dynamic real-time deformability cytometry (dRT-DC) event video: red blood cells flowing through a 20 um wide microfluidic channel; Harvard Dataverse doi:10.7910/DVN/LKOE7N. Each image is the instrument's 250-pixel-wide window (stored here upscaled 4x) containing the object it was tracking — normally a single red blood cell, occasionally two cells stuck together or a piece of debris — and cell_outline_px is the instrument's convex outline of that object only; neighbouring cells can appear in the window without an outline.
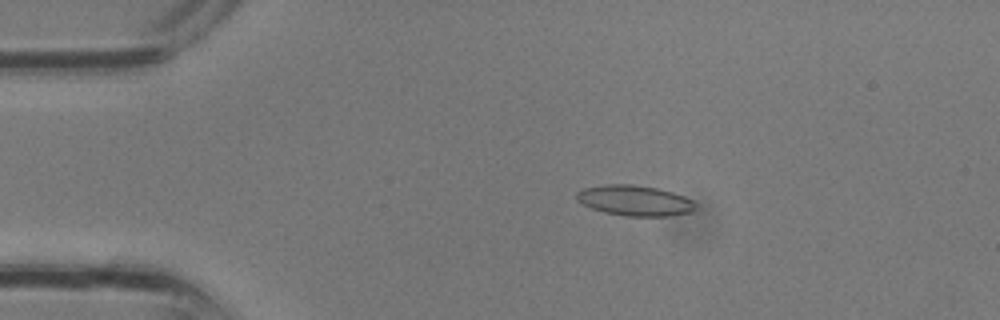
{"species": "common noctule bat (a hibernating species)", "species_latin": "Nyctalus noctula", "temperature_condition": "room temperature", "stored_images_in_passage": 28, "camera_frame_rate_fps": 3000, "um_per_image_px": 0.085, "animal": {"sex": "male", "body_mass_g": 13.3}, "frame": {"image": 1, "passage_image": 2, "time_ms": 0.333, "image_size_px": [1000, 320], "cell_outline_px": [[696, 208], [692, 212], [668, 216], [624, 216], [604, 212], [592, 208], [576, 200], [576, 192], [584, 188], [608, 184], [632, 184], [656, 188], [672, 192], [684, 196], [692, 200], [696, 204]], "centroid_in_image_um": [53.96, 17.05], "position_along_channel_um": 31.0, "area_um2": 21.1}}
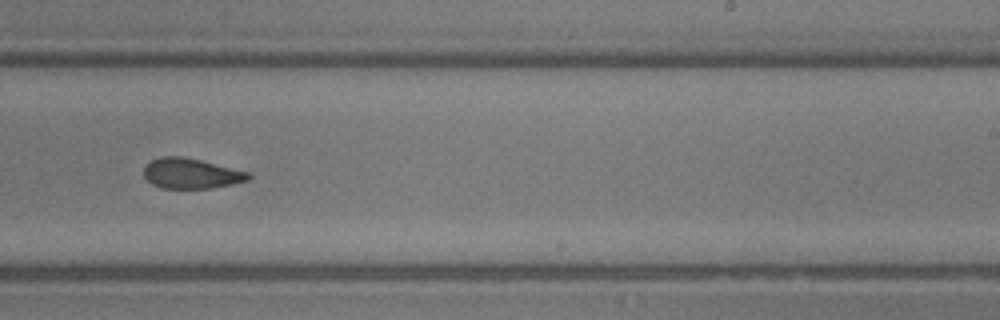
{"frame": {"image": 2, "passage_image": 16, "time_ms": 5.0, "image_size_px": [1000, 320], "cell_outline_px": [[252, 176], [248, 180], [232, 184], [212, 188], [160, 188], [152, 184], [144, 176], [144, 168], [152, 160], [160, 156], [180, 156], [200, 160], [248, 172]], "centroid_in_image_um": [16.23, 14.75], "position_along_channel_um": 272.8, "area_um2": 18.26}}
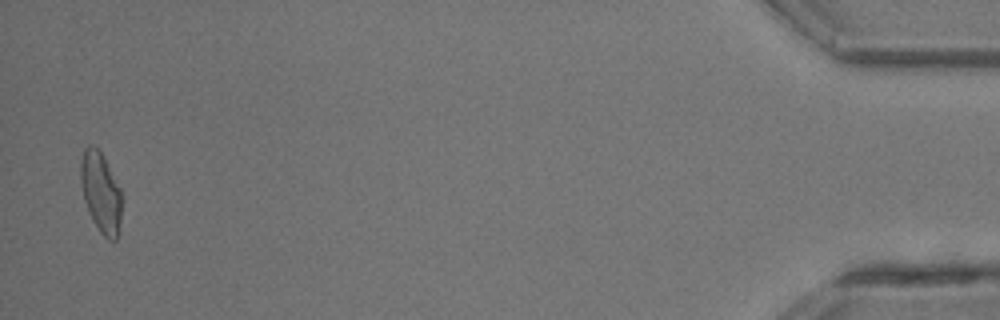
{"frame": {"image": 3, "passage_image": 28, "time_ms": 9.0, "image_size_px": [1000, 320], "cell_outline_px": [[120, 220], [116, 240], [108, 240], [100, 232], [92, 220], [88, 212], [84, 200], [80, 180], [80, 164], [84, 148], [88, 144], [92, 144], [100, 152], [120, 188]], "centroid_in_image_um": [8.53, 16.36], "position_along_channel_um": 426.7, "area_um2": 18.9}}